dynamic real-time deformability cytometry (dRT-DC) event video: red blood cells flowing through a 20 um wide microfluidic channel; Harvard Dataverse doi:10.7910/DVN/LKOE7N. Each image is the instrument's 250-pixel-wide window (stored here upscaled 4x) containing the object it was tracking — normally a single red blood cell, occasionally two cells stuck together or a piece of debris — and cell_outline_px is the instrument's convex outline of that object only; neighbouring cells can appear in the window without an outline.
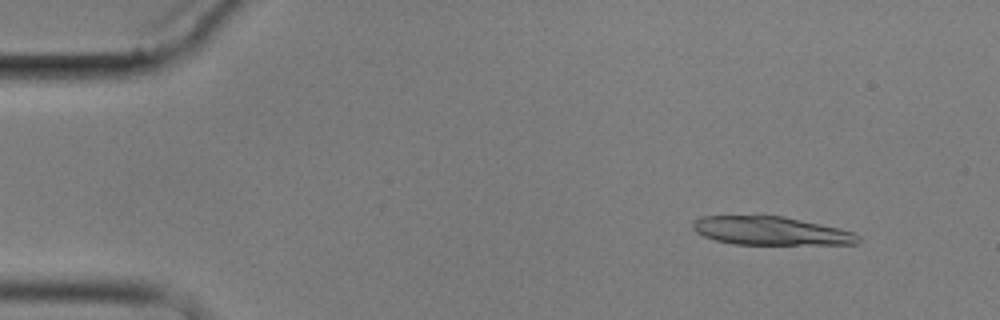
{"species": "common noctule bat (a hibernating species)", "species_latin": "Nyctalus noctula", "temperature_condition": "cold", "stored_images_in_passage": 6, "segment_of_instrument_passage": [1, 2], "camera_frame_rate_fps": 3000, "um_per_image_px": 0.085, "animal": {"sex": "male", "body_mass_g": 17.9}, "frame": {"image": 1, "passage_image": 2, "time_ms": 1.0, "image_size_px": [1000, 320], "cell_outline_px": [[860, 240], [856, 244], [736, 244], [716, 240], [704, 236], [696, 232], [692, 228], [692, 220], [700, 216], [784, 216], [840, 228], [852, 232], [860, 236]], "centroid_in_image_um": [65.5, 19.62], "position_along_channel_um": 19.5, "area_um2": 27.34}}